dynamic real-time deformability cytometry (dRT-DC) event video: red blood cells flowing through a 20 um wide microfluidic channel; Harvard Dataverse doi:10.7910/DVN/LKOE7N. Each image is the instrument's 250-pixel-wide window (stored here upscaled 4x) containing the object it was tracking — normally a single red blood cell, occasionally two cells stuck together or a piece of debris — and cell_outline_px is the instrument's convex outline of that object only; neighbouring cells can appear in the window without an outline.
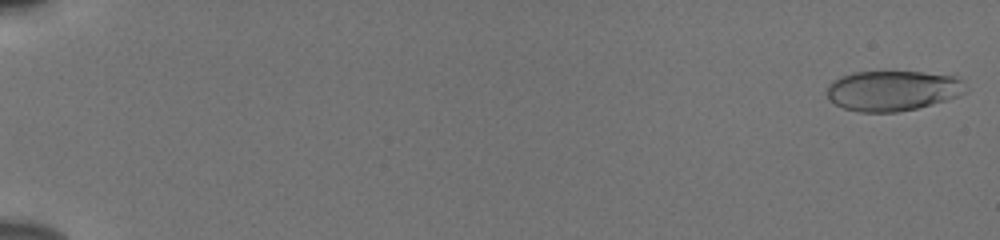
{"species": "human", "species_latin": "Homo sapiens", "temperature_condition": "cold", "stored_images_in_passage": 56, "camera_frame_rate_fps": 3000, "um_per_image_px": 0.085, "donor": {"sex": "male"}, "frame": {"image": 1, "passage_image": 2, "time_ms": 0.333, "image_size_px": [1000, 240], "cell_outline_px": [[968, 88], [964, 92], [956, 96], [944, 100], [916, 108], [896, 112], [860, 112], [844, 108], [828, 100], [828, 84], [852, 72], [920, 72], [956, 76]], "centroid_in_image_um": [75.86, 7.7], "position_along_channel_um": 9.1, "area_um2": 32.08}}
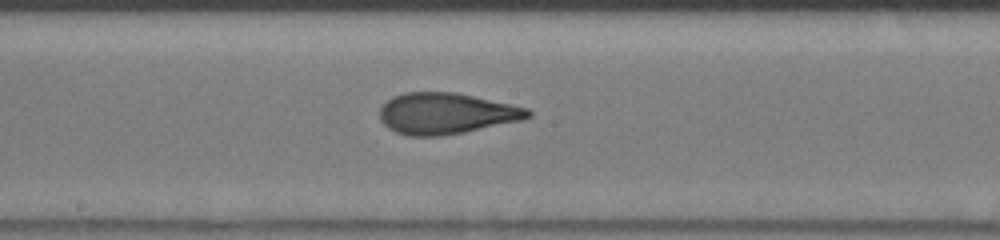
{"frame": {"image": 2, "passage_image": 33, "time_ms": 10.667, "image_size_px": [1000, 240], "cell_outline_px": [[532, 116], [524, 120], [464, 132], [440, 136], [408, 136], [396, 132], [388, 128], [380, 120], [380, 108], [392, 96], [404, 92], [452, 92], [472, 96], [528, 108], [532, 112]], "centroid_in_image_um": [37.91, 9.65], "position_along_channel_um": 210.3, "area_um2": 35.49}}
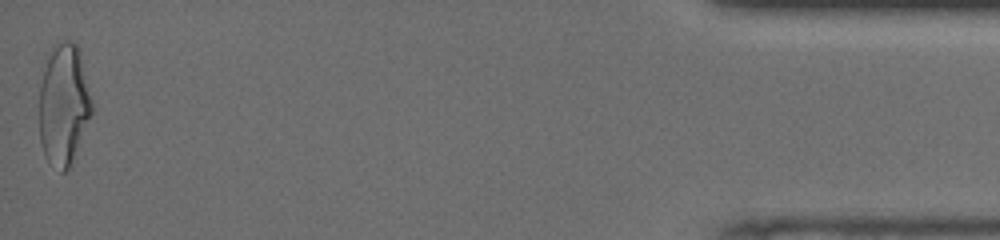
{"frame": {"image": 3, "passage_image": 56, "time_ms": 18.333, "image_size_px": [1000, 240], "cell_outline_px": [[92, 112], [72, 168], [64, 172], [60, 172], [44, 156], [40, 140], [40, 88], [48, 52], [52, 44], [64, 40], [72, 40], [76, 44], [80, 52], [92, 100]], "centroid_in_image_um": [5.43, 8.91], "position_along_channel_um": 429.8, "area_um2": 37.69}, "authors_computed_cell_mechanics": {"area_um2": 34.5355, "velocity_mm_per_s": 3.8647, "shape_relaxation_time_tau1_ms": 4.9237, "shape_relaxation_time_tau2_ms": 1.022, "deformation_change_tau1": 0.1936, "deformation_change_tau2": 0.0776}}